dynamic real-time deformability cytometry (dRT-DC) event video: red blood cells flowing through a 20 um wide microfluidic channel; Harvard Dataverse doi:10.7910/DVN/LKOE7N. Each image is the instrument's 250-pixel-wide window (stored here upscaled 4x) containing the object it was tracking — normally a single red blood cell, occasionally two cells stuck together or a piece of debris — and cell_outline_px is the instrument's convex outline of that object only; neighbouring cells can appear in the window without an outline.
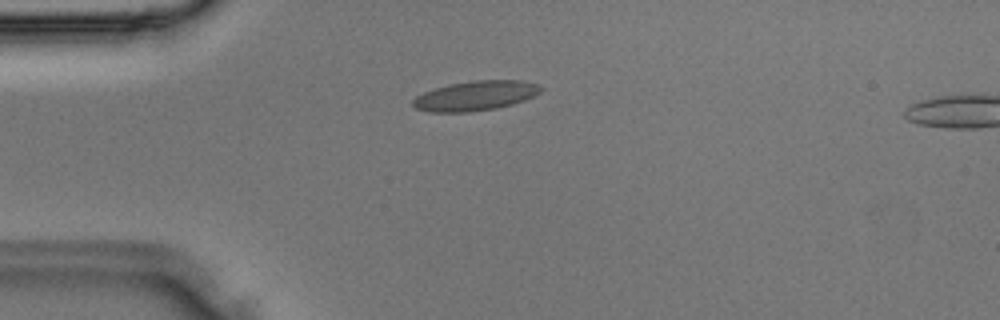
{"species": "Egyptian fruit bat (a non-hibernating species)", "species_latin": "Rousettus aegyptiacus", "temperature_condition": "room temperature", "stored_images_in_passage": 37, "camera_frame_rate_fps": 3000, "um_per_image_px": 0.085, "animal": {"sex": "male"}, "frame": {"image": 1, "passage_image": 10, "time_ms": 3.0, "image_size_px": [1000, 320], "cell_outline_px": [[544, 88], [540, 92], [524, 100], [512, 104], [496, 108], [468, 112], [428, 112], [416, 108], [412, 104], [412, 100], [416, 96], [424, 92], [448, 84], [472, 80], [520, 80], [540, 84]], "centroid_in_image_um": [40.42, 8.13], "position_along_channel_um": 44.6, "area_um2": 22.2}}
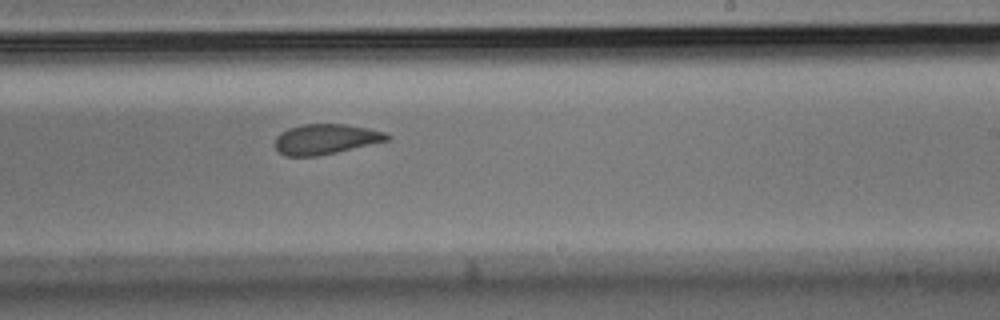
{"frame": {"image": 2, "passage_image": 23, "time_ms": 7.333, "image_size_px": [1000, 320], "cell_outline_px": [[392, 140], [336, 152], [316, 156], [284, 156], [276, 148], [276, 136], [280, 132], [288, 128], [304, 124], [344, 124], [384, 132], [392, 136]], "centroid_in_image_um": [27.7, 11.83], "position_along_channel_um": 261.3, "area_um2": 19.65}}
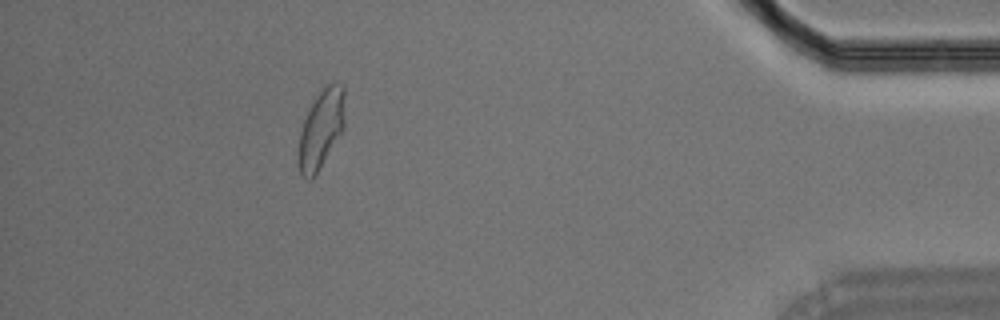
{"frame": {"image": 3, "passage_image": 34, "time_ms": 11.0, "image_size_px": [1000, 320], "cell_outline_px": [[344, 128], [312, 180], [308, 180], [300, 176], [296, 164], [300, 132], [304, 120], [316, 96], [328, 84], [336, 80], [344, 84]], "centroid_in_image_um": [27.27, 11.0], "position_along_channel_um": 407.9, "area_um2": 21.44}}